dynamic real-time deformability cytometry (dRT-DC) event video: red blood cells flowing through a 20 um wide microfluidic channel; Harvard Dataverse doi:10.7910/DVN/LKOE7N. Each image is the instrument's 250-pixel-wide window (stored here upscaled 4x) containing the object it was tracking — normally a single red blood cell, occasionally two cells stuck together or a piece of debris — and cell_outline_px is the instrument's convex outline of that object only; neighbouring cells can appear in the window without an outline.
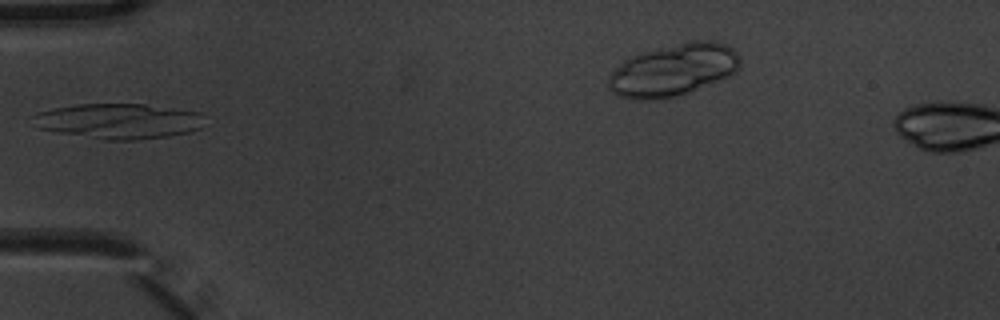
{"species": "common noctule bat (a hibernating species)", "species_latin": "Nyctalus noctula", "temperature_condition": "warm", "stored_images_in_passage": 5, "camera_frame_rate_fps": 3000, "um_per_image_px": 0.085, "animal": {"sex": "male", "body_mass_g": 20.1, "forearm_length_mm": 53.5}, "frame": {"image": 1, "passage_image": 5, "time_ms": 1.333, "image_size_px": [1000, 320], "cell_outline_px": [[200, 128], [188, 132], [168, 136], [136, 140], [104, 140], [36, 128], [32, 116], [40, 112], [52, 108], [76, 104], [144, 104], [200, 112]], "centroid_in_image_um": [10.02, 10.29], "position_along_channel_um": 75.0, "area_um2": 34.97}}